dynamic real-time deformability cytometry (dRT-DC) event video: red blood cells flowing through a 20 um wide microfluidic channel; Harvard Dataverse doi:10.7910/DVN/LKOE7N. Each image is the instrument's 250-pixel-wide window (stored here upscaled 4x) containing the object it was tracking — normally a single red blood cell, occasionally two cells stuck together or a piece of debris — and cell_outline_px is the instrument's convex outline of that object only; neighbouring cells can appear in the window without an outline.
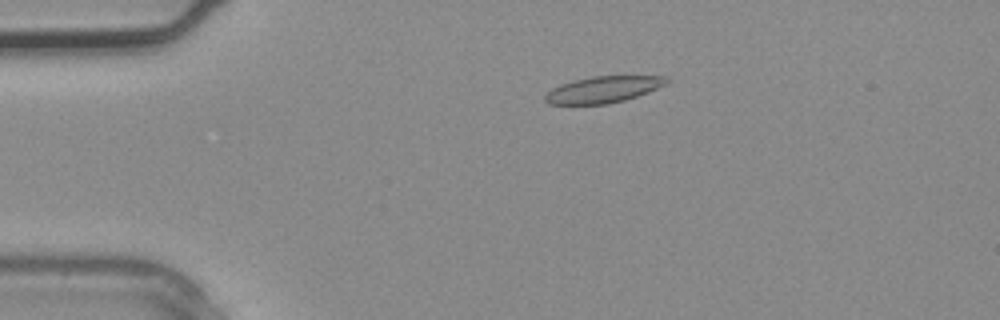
{"species": "common noctule bat (a hibernating species)", "species_latin": "Nyctalus noctula", "temperature_condition": "warm", "stored_images_in_passage": 2, "camera_frame_rate_fps": 3000, "um_per_image_px": 0.085, "animal": {"sex": "male", "body_mass_g": 20.4}, "frame": {"image": 1, "passage_image": 1, "time_ms": 0.0, "image_size_px": [1000, 320], "cell_outline_px": [[668, 84], [648, 92], [624, 100], [608, 104], [548, 104], [544, 100], [544, 96], [552, 88], [560, 84], [572, 80], [592, 76], [668, 76]], "centroid_in_image_um": [51.27, 7.6], "position_along_channel_um": 33.7, "area_um2": 18.79}}